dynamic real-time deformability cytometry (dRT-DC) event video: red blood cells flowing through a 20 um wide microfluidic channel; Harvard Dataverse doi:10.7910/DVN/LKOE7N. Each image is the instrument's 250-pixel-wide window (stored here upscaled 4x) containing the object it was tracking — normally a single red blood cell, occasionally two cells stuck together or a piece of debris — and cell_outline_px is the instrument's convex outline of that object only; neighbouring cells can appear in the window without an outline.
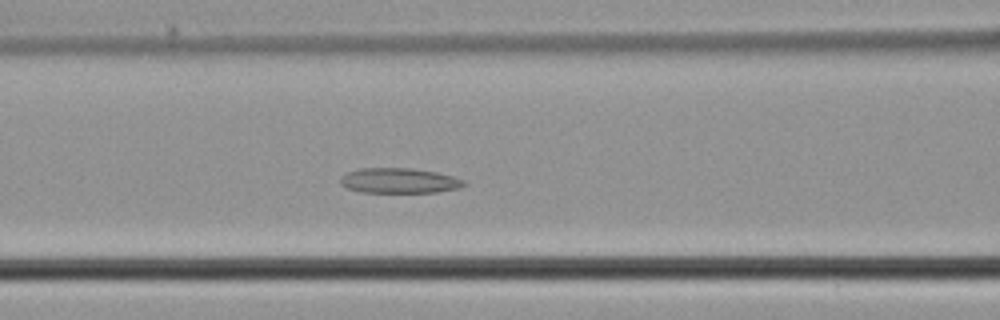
{"species": "common noctule bat (a hibernating species)", "species_latin": "Nyctalus noctula", "temperature_condition": "cold", "stored_images_in_passage": 47, "camera_frame_rate_fps": 3000, "um_per_image_px": 0.085, "animal": {"sex": "male", "body_mass_g": 21.5, "forearm_length_mm": 52.0}, "frame": {"image": 1, "passage_image": 17, "time_ms": 5.333, "image_size_px": [1000, 320], "cell_outline_px": [[468, 184], [460, 188], [436, 192], [360, 192], [348, 188], [340, 184], [340, 176], [348, 172], [360, 168], [412, 168], [436, 172], [452, 176], [464, 180]], "centroid_in_image_um": [33.93, 15.35], "position_along_channel_um": 132.7, "area_um2": 18.15}}
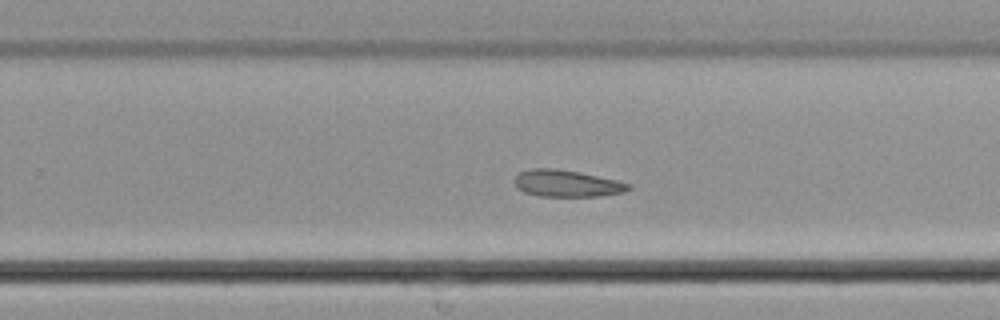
{"frame": {"image": 2, "passage_image": 28, "time_ms": 9.0, "image_size_px": [1000, 320], "cell_outline_px": [[632, 188], [624, 192], [600, 196], [540, 196], [524, 192], [516, 188], [516, 176], [520, 172], [532, 168], [552, 168], [576, 172], [616, 180], [632, 184]], "centroid_in_image_um": [48.19, 15.6], "position_along_channel_um": 281.6, "area_um2": 17.57}}
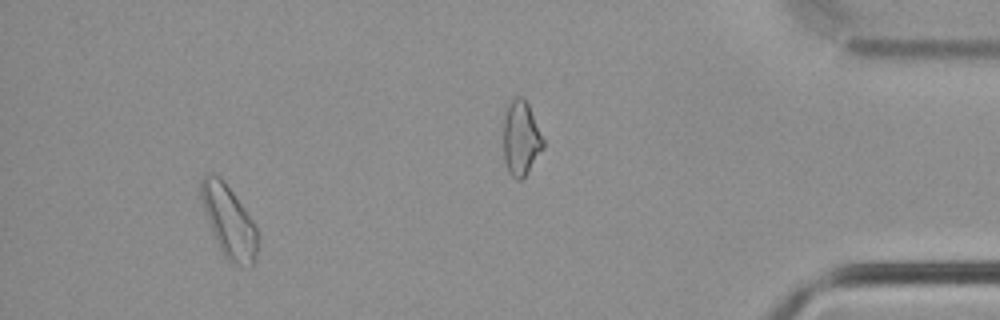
{"frame": {"image": 3, "passage_image": 43, "time_ms": 14.0, "image_size_px": [1000, 320], "cell_outline_px": [[256, 256], [252, 268], [232, 264], [224, 256], [212, 232], [204, 212], [200, 196], [200, 180], [208, 172], [220, 176], [256, 224]], "centroid_in_image_um": [19.44, 18.82], "position_along_channel_um": 415.8, "area_um2": 23.64}}